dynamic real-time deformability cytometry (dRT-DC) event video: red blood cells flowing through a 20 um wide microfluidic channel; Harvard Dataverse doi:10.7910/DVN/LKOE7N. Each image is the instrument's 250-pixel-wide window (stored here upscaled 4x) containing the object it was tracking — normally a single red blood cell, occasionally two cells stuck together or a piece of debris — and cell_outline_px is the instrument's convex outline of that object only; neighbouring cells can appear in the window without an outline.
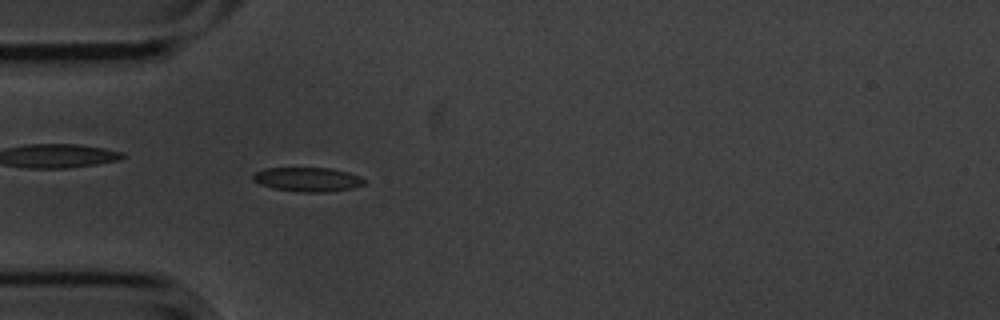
{"species": "common noctule bat (a hibernating species)", "species_latin": "Nyctalus noctula", "temperature_condition": "cold", "stored_images_in_passage": 56, "camera_frame_rate_fps": 3000, "um_per_image_px": 0.085, "animal": {"sex": "male", "body_mass_g": 20.1, "forearm_length_mm": 53.5}, "frame": {"image": 1, "passage_image": 16, "time_ms": 5.0, "image_size_px": [1000, 320], "cell_outline_px": [[364, 184], [352, 188], [328, 192], [300, 192], [272, 188], [260, 184], [252, 180], [252, 176], [256, 172], [264, 168], [332, 168], [348, 172], [360, 176], [364, 180]], "centroid_in_image_um": [26.13, 15.25], "position_along_channel_um": 58.9, "area_um2": 15.72}}
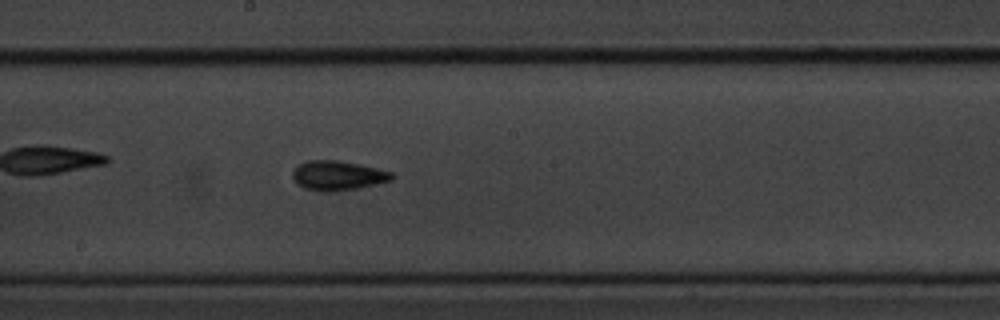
{"frame": {"image": 2, "passage_image": 30, "time_ms": 9.667, "image_size_px": [1000, 320], "cell_outline_px": [[396, 176], [392, 180], [356, 188], [332, 192], [324, 192], [304, 188], [292, 176], [292, 172], [296, 164], [308, 160], [340, 160], [360, 164], [392, 172]], "centroid_in_image_um": [28.71, 14.9], "position_along_channel_um": 219.5, "area_um2": 17.11}}
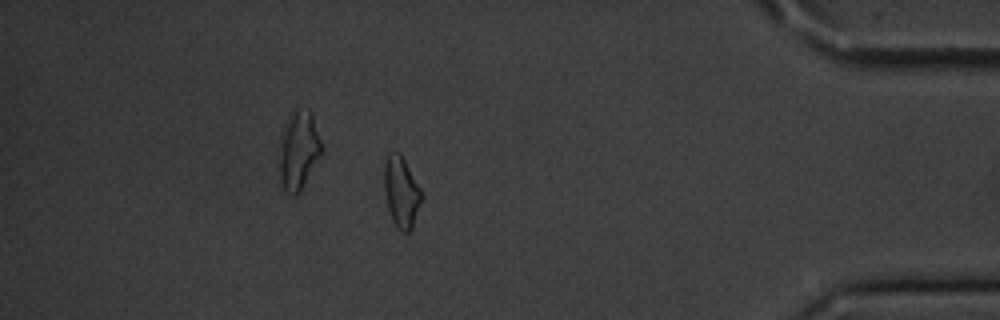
{"frame": {"image": 3, "passage_image": 49, "time_ms": 16.0, "image_size_px": [1000, 320], "cell_outline_px": [[424, 196], [412, 228], [408, 232], [404, 232], [392, 220], [388, 208], [384, 188], [384, 164], [388, 152], [400, 152], [420, 188]], "centroid_in_image_um": [34.12, 16.29], "position_along_channel_um": 401.1, "area_um2": 15.37}, "authors_computed_cell_mechanics": {"area_um2": 15.4326, "velocity_mm_per_s": 3.4854, "shape_relaxation_time_tau1_ms": 2.0266, "shape_relaxation_time_tau2_ms": 3.2921, "deformation_change_tau1": 0.0754, "deformation_change_tau2": 0.0859}}